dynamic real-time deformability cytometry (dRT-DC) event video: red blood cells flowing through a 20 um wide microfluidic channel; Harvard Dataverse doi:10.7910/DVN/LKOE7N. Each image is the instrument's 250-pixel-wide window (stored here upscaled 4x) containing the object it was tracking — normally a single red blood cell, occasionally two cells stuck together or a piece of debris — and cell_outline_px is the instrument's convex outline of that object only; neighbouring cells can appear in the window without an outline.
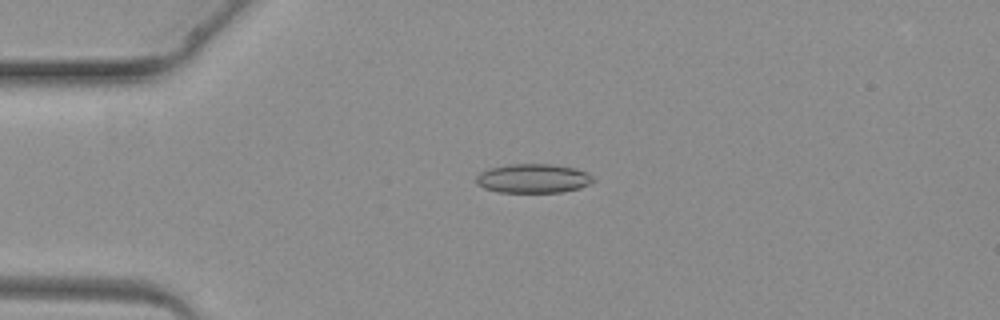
{"species": "common noctule bat (a hibernating species)", "species_latin": "Nyctalus noctula", "temperature_condition": "warm", "stored_images_in_passage": 3, "camera_frame_rate_fps": 3000, "um_per_image_px": 0.085, "animal": {"sex": "female", "body_mass_g": 19.3, "forearm_length_mm": 54.1}, "frame": {"image": 1, "passage_image": 2, "time_ms": 2.0, "image_size_px": [1000, 320], "cell_outline_px": [[596, 180], [580, 188], [560, 192], [500, 192], [484, 188], [476, 184], [476, 176], [480, 172], [488, 168], [508, 164], [552, 164], [576, 168], [588, 172]], "centroid_in_image_um": [45.32, 15.16], "position_along_channel_um": 39.7, "area_um2": 20.0}}
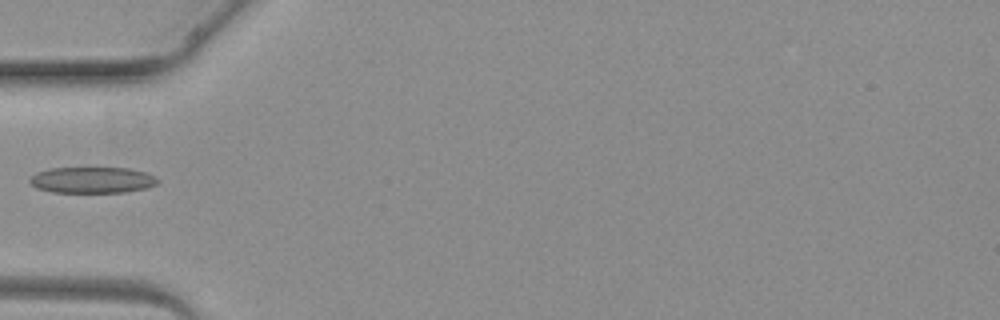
{"frame": {"image": 2, "passage_image": 3, "time_ms": 3.333, "image_size_px": [1000, 320], "cell_outline_px": [[160, 180], [156, 184], [144, 188], [124, 192], [52, 192], [36, 188], [28, 180], [36, 172], [52, 168], [128, 168], [144, 172]], "centroid_in_image_um": [7.8, 15.3], "position_along_channel_um": 77.2, "area_um2": 19.25}}